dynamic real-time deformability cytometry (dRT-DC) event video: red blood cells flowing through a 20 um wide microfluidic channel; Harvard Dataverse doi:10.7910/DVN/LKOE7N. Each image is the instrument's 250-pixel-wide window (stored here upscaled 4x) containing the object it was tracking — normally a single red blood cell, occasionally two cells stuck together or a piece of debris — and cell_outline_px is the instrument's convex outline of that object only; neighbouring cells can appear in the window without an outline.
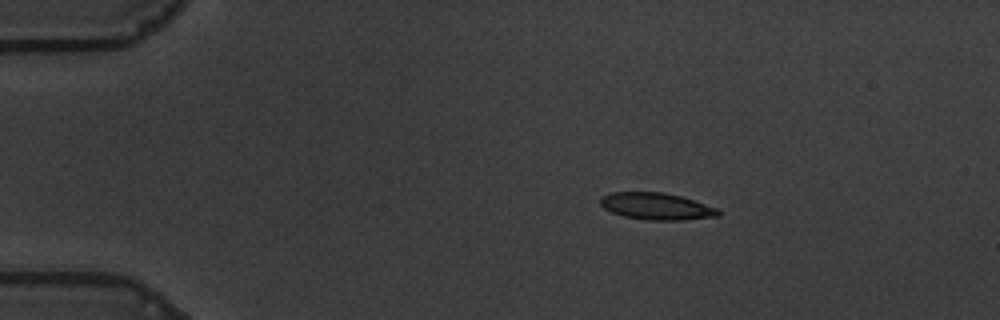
{"species": "common noctule bat (a hibernating species)", "species_latin": "Nyctalus noctula", "temperature_condition": "warm", "stored_images_in_passage": 48, "camera_frame_rate_fps": 3000, "um_per_image_px": 0.085, "animal": {"sex": "male", "body_mass_g": 19.5, "forearm_length_mm": 54.6}, "frame": {"image": 1, "passage_image": 1, "time_ms": 0.0, "image_size_px": [1000, 320], "cell_outline_px": [[720, 216], [680, 220], [648, 220], [624, 216], [612, 212], [604, 208], [600, 204], [600, 196], [612, 192], [664, 192], [680, 196], [716, 208], [720, 212]], "centroid_in_image_um": [55.76, 17.53], "position_along_channel_um": 29.2, "area_um2": 18.32}}
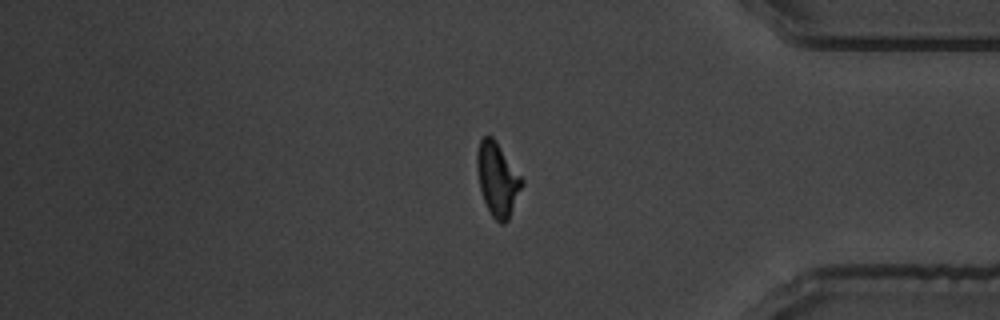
{"frame": {"image": 2, "passage_image": 39, "time_ms": 12.667, "image_size_px": [1000, 320], "cell_outline_px": [[524, 184], [508, 220], [504, 224], [500, 224], [492, 216], [484, 200], [480, 188], [476, 168], [476, 152], [480, 140], [484, 136], [492, 136], [496, 140], [524, 180]], "centroid_in_image_um": [42.29, 15.23], "position_along_channel_um": 392.9, "area_um2": 19.31}}
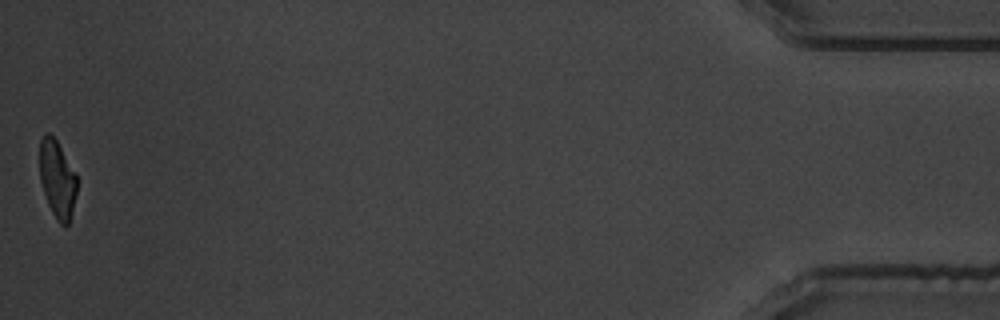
{"frame": {"image": 3, "passage_image": 48, "time_ms": 15.667, "image_size_px": [1000, 320], "cell_outline_px": [[76, 192], [68, 224], [60, 224], [56, 220], [48, 204], [40, 180], [40, 140], [44, 132], [48, 132], [56, 140], [76, 176]], "centroid_in_image_um": [4.83, 15.21], "position_along_channel_um": 430.4, "area_um2": 16.3}, "authors_computed_cell_mechanics": {"area_um2": 19.3052, "velocity_mm_per_s": 3.5476, "shape_relaxation_time_tau1_ms": 4.2065, "shape_relaxation_time_tau2_ms": 1.0994, "deformation_change_tau1": 0.1731, "deformation_change_tau2": 0.0814}}